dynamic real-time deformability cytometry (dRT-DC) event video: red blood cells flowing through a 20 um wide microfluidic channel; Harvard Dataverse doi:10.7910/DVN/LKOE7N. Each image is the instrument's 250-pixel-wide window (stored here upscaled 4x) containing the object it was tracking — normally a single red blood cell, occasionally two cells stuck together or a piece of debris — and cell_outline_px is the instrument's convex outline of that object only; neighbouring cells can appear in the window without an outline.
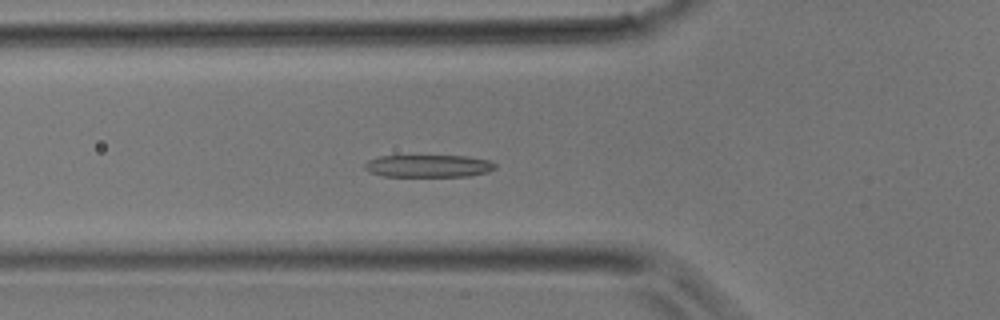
{"species": "common noctule bat (a hibernating species)", "species_latin": "Nyctalus noctula", "temperature_condition": "room temperature", "stored_images_in_passage": 33, "segment_of_instrument_passage": [1, 2], "camera_frame_rate_fps": 3000, "um_per_image_px": 0.085, "animal": {"sex": "male", "body_mass_g": 17.9}, "frame": {"image": 1, "passage_image": 7, "time_ms": 2.0, "image_size_px": [1000, 320], "cell_outline_px": [[496, 168], [488, 172], [468, 176], [384, 176], [368, 172], [364, 168], [364, 164], [368, 160], [380, 156], [468, 156], [488, 160], [496, 164]], "centroid_in_image_um": [36.41, 14.11], "position_along_channel_um": 89.4, "area_um2": 17.05}}
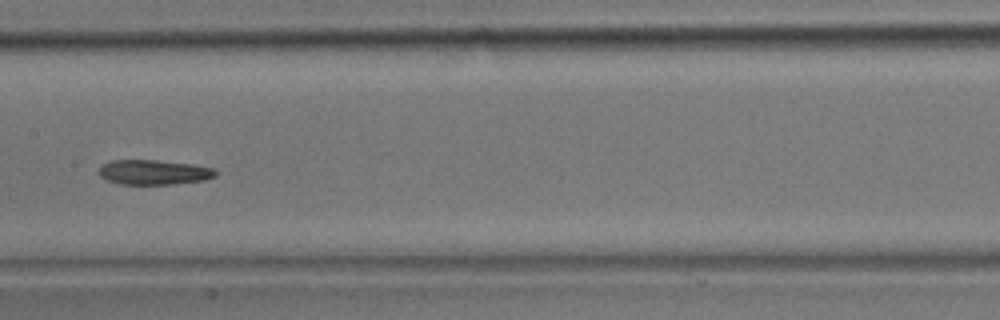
{"frame": {"image": 2, "passage_image": 13, "time_ms": 4.0, "image_size_px": [1000, 320], "cell_outline_px": [[216, 176], [204, 180], [172, 184], [120, 184], [108, 180], [100, 176], [96, 172], [100, 164], [112, 160], [156, 160], [192, 164], [216, 168]], "centroid_in_image_um": [13.04, 14.63], "position_along_channel_um": 194.4, "area_um2": 17.05}}
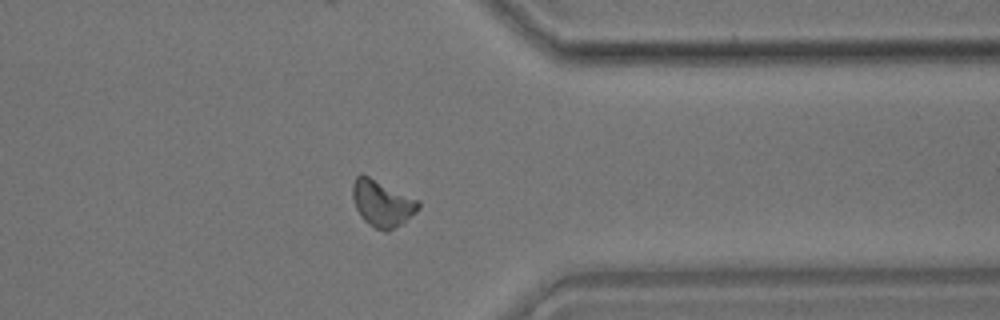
{"frame": {"image": 3, "passage_image": 24, "time_ms": 7.667, "image_size_px": [1000, 320], "cell_outline_px": [[420, 208], [416, 212], [400, 224], [388, 232], [384, 232], [368, 224], [360, 216], [356, 208], [352, 196], [352, 184], [356, 176], [360, 172], [420, 200]], "centroid_in_image_um": [32.47, 17.27], "position_along_channel_um": 378.9, "area_um2": 17.92}}